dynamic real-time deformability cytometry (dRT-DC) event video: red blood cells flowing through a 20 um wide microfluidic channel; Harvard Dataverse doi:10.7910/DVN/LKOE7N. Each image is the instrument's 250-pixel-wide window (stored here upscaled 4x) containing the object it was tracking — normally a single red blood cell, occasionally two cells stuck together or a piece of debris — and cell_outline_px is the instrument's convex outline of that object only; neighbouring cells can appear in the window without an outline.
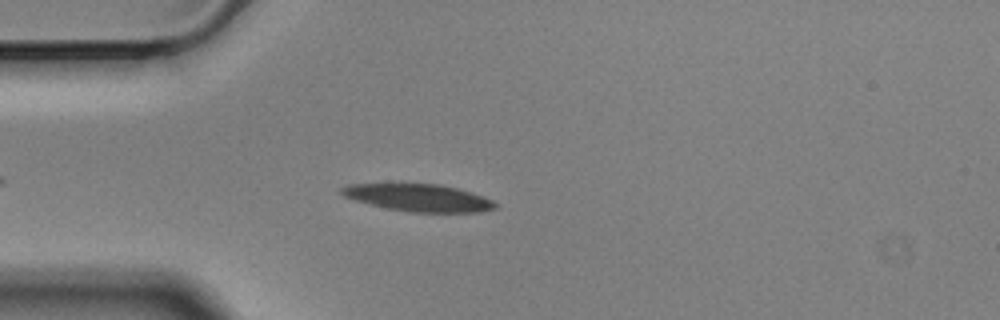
{"species": "Egyptian fruit bat (a non-hibernating species)", "species_latin": "Rousettus aegyptiacus", "temperature_condition": "cold", "stored_images_in_passage": 45, "camera_frame_rate_fps": 3000, "um_per_image_px": 0.085, "animal": {"sex": "male"}, "frame": {"image": 1, "passage_image": 7, "time_ms": 2.0, "image_size_px": [1000, 320], "cell_outline_px": [[496, 208], [480, 212], [408, 212], [388, 208], [356, 200], [344, 196], [340, 192], [340, 188], [348, 184], [440, 184], [456, 188], [492, 200], [496, 204]], "centroid_in_image_um": [35.56, 16.81], "position_along_channel_um": 49.4, "area_um2": 23.99}}
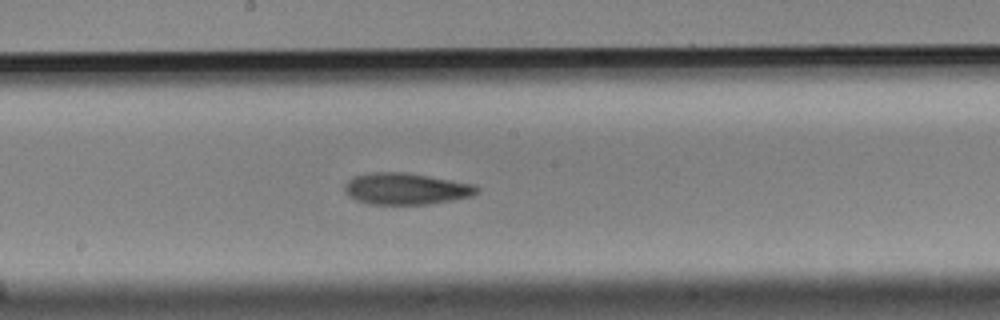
{"frame": {"image": 2, "passage_image": 22, "time_ms": 7.0, "image_size_px": [1000, 320], "cell_outline_px": [[480, 188], [472, 196], [452, 200], [428, 204], [368, 204], [356, 200], [348, 196], [344, 192], [344, 184], [352, 176], [372, 172], [404, 172], [476, 184]], "centroid_in_image_um": [34.47, 16.04], "position_along_channel_um": 213.7, "area_um2": 24.45}}
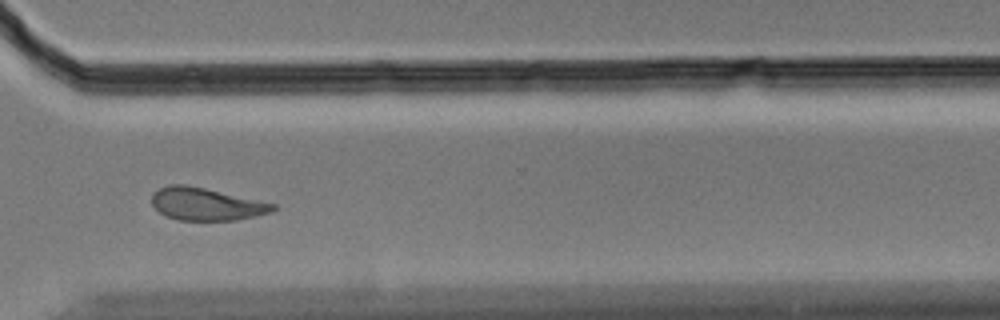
{"frame": {"image": 3, "passage_image": 34, "time_ms": 11.0, "image_size_px": [1000, 320], "cell_outline_px": [[276, 208], [272, 212], [256, 216], [236, 220], [180, 220], [164, 216], [152, 204], [152, 192], [168, 184], [184, 184], [204, 188], [276, 204]], "centroid_in_image_um": [17.51, 17.35], "position_along_channel_um": 353.1, "area_um2": 22.89}, "authors_computed_cell_mechanics": {"area_um2": 23.5824, "velocity_mm_per_s": 3.4898, "shape_relaxation_time_tau1_ms": 3.0537, "shape_relaxation_time_tau2_ms": 4.9382, "deformation_change_tau1": 0.1516, "deformation_change_tau2": 0.1289}}